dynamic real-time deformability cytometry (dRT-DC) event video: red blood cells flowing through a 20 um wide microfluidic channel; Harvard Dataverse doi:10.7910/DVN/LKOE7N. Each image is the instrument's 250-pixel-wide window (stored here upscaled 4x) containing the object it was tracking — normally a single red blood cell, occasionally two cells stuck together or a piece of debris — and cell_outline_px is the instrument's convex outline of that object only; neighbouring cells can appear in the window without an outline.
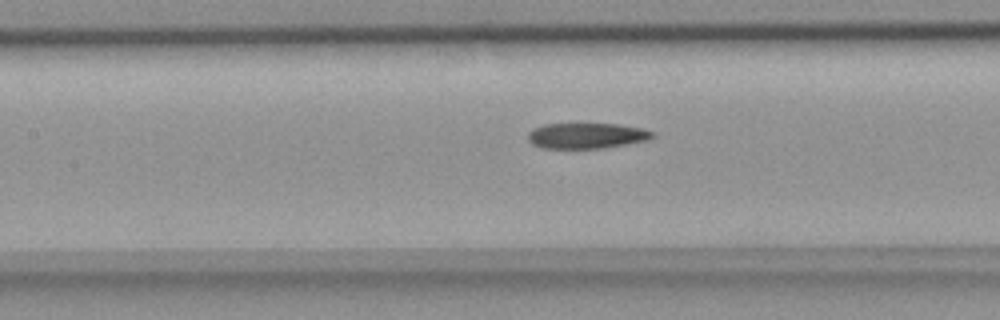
{"species": "common noctule bat (a hibernating species)", "species_latin": "Nyctalus noctula", "temperature_condition": "room temperature", "stored_images_in_passage": 38, "camera_frame_rate_fps": 3000, "um_per_image_px": 0.085, "animal": {"sex": "female", "body_mass_g": 18.4}, "frame": {"image": 1, "passage_image": 15, "time_ms": 4.667, "image_size_px": [1000, 320], "cell_outline_px": [[656, 136], [648, 140], [604, 148], [544, 148], [532, 144], [528, 140], [528, 132], [532, 128], [544, 124], [620, 124], [640, 128], [656, 132]], "centroid_in_image_um": [49.87, 11.53], "position_along_channel_um": 157.5, "area_um2": 18.67}}
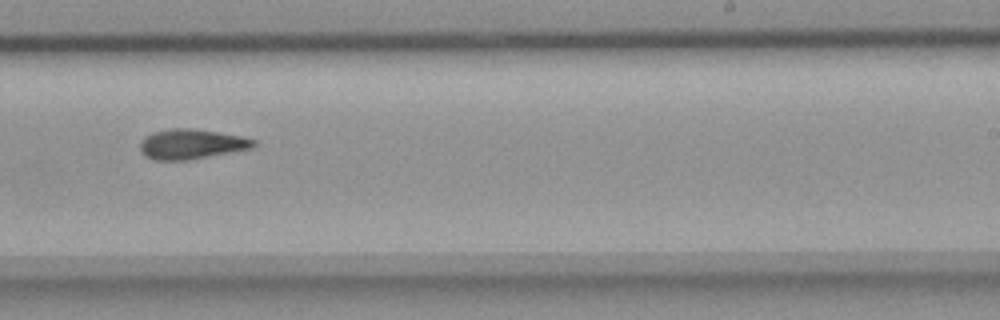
{"frame": {"image": 2, "passage_image": 24, "time_ms": 7.667, "image_size_px": [1000, 320], "cell_outline_px": [[256, 144], [252, 148], [232, 152], [188, 160], [156, 160], [144, 156], [140, 152], [140, 144], [144, 136], [152, 132], [172, 128], [192, 128], [244, 136], [256, 140]], "centroid_in_image_um": [16.26, 12.24], "position_along_channel_um": 272.7, "area_um2": 20.0}}
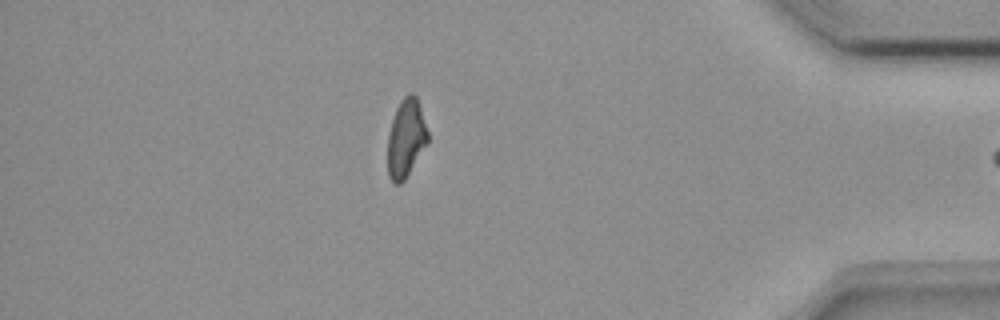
{"frame": {"image": 3, "passage_image": 37, "time_ms": 12.0, "image_size_px": [1000, 320], "cell_outline_px": [[428, 144], [404, 180], [400, 184], [396, 184], [388, 176], [388, 136], [392, 120], [396, 108], [400, 100], [408, 92], [412, 92], [416, 96], [428, 132]], "centroid_in_image_um": [34.51, 11.74], "position_along_channel_um": 400.7, "area_um2": 18.26}}